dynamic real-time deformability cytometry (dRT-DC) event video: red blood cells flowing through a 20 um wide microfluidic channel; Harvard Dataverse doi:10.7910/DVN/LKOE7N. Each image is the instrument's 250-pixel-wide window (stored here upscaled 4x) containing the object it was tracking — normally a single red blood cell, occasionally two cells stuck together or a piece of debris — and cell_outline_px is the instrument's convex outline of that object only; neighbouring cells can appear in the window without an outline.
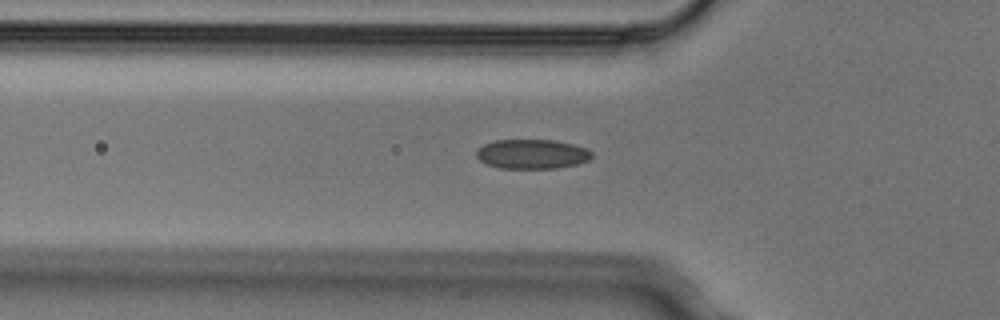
{"species": "Egyptian fruit bat (a non-hibernating species)", "species_latin": "Rousettus aegyptiacus", "temperature_condition": "cold", "stored_images_in_passage": 5, "segment_of_instrument_passage": [2, 2], "camera_frame_rate_fps": 3000, "um_per_image_px": 0.085, "animal": {"sex": "male"}, "frame": {"image": 1, "passage_image": 5, "time_ms": 1.333, "image_size_px": [1000, 320], "cell_outline_px": [[592, 156], [588, 160], [576, 164], [556, 168], [500, 168], [488, 164], [480, 160], [476, 156], [476, 152], [484, 144], [496, 140], [552, 140], [572, 144], [588, 148], [592, 152]], "centroid_in_image_um": [45.24, 13.09], "position_along_channel_um": 80.6, "area_um2": 19.65}}